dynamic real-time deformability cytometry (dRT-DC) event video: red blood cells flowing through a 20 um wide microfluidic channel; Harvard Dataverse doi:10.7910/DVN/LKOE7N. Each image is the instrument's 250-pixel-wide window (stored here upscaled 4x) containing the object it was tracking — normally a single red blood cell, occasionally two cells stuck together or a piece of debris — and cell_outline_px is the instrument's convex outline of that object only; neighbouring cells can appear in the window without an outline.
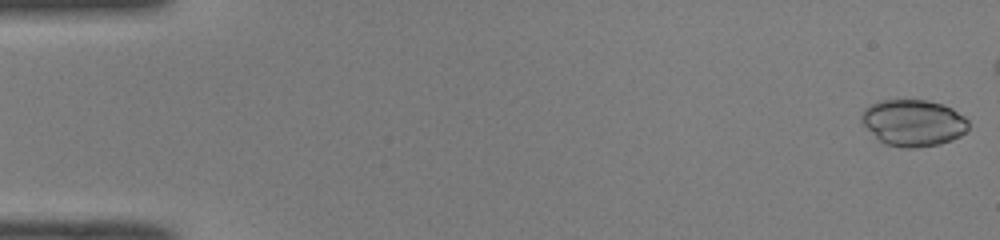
{"species": "common noctule bat (a hibernating species)", "species_latin": "Nyctalus noctula", "temperature_condition": "room temperature", "stored_images_in_passage": 45, "camera_frame_rate_fps": 3000, "um_per_image_px": 0.085, "animal": {"sex": "male", "body_mass_g": 19.0, "forearm_length_mm": 50.8}, "frame": {"image": 1, "passage_image": 1, "time_ms": 0.0, "image_size_px": [1000, 240], "cell_outline_px": [[968, 128], [960, 136], [952, 140], [940, 144], [916, 148], [904, 148], [884, 144], [860, 120], [864, 108], [880, 100], [928, 100], [952, 108], [964, 116], [968, 120]], "centroid_in_image_um": [77.65, 10.44], "position_along_channel_um": 7.4, "area_um2": 28.9}}
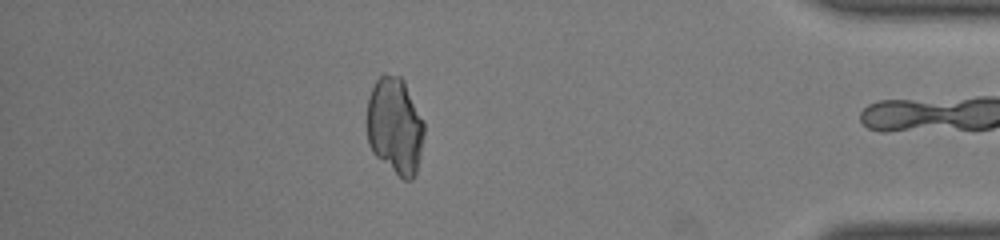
{"frame": {"image": 2, "passage_image": 44, "time_ms": 14.333, "image_size_px": [1000, 240], "cell_outline_px": [[424, 136], [420, 156], [416, 172], [412, 180], [404, 180], [376, 156], [372, 152], [368, 144], [368, 96], [376, 80], [384, 72], [400, 76], [404, 80], [424, 120]], "centroid_in_image_um": [33.59, 10.68], "position_along_channel_um": 401.6, "area_um2": 32.43}}